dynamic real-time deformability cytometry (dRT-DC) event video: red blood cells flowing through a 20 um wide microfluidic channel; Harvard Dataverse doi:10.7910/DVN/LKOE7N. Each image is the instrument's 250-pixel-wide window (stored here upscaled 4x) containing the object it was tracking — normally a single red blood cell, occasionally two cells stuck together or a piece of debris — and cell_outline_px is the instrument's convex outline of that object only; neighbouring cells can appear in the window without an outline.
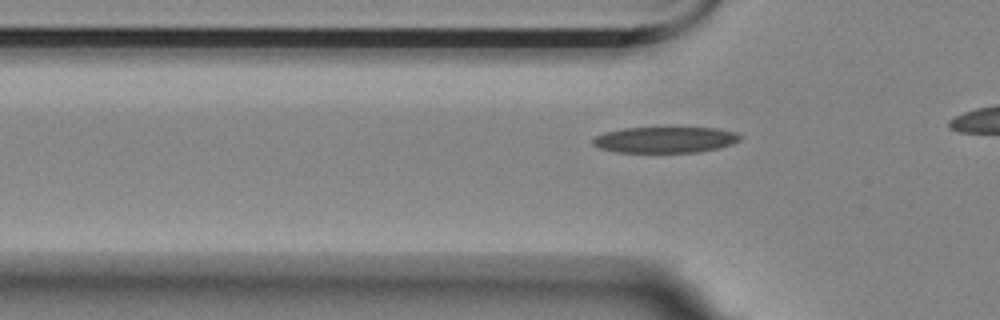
{"species": "Egyptian fruit bat (a non-hibernating species)", "species_latin": "Rousettus aegyptiacus", "temperature_condition": "room temperature", "stored_images_in_passage": 14, "camera_frame_rate_fps": 3000, "um_per_image_px": 0.085, "animal": {"sex": "female"}, "frame": {"image": 1, "passage_image": 7, "time_ms": 2.0, "image_size_px": [1000, 320], "cell_outline_px": [[740, 140], [732, 144], [700, 152], [616, 152], [600, 148], [592, 144], [592, 140], [596, 136], [604, 132], [624, 128], [716, 128], [736, 132], [740, 136]], "centroid_in_image_um": [56.52, 11.88], "position_along_channel_um": 69.3, "area_um2": 22.2}}
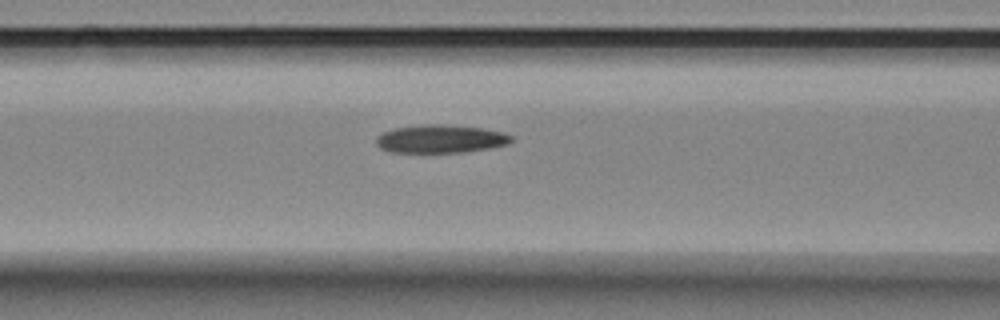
{"frame": {"image": 2, "passage_image": 12, "time_ms": 3.667, "image_size_px": [1000, 320], "cell_outline_px": [[512, 140], [508, 144], [488, 148], [460, 152], [392, 152], [380, 148], [376, 144], [376, 136], [384, 132], [396, 128], [424, 124], [444, 124], [484, 128], [504, 132], [512, 136]], "centroid_in_image_um": [37.45, 11.79], "position_along_channel_um": 129.1, "area_um2": 22.08}}